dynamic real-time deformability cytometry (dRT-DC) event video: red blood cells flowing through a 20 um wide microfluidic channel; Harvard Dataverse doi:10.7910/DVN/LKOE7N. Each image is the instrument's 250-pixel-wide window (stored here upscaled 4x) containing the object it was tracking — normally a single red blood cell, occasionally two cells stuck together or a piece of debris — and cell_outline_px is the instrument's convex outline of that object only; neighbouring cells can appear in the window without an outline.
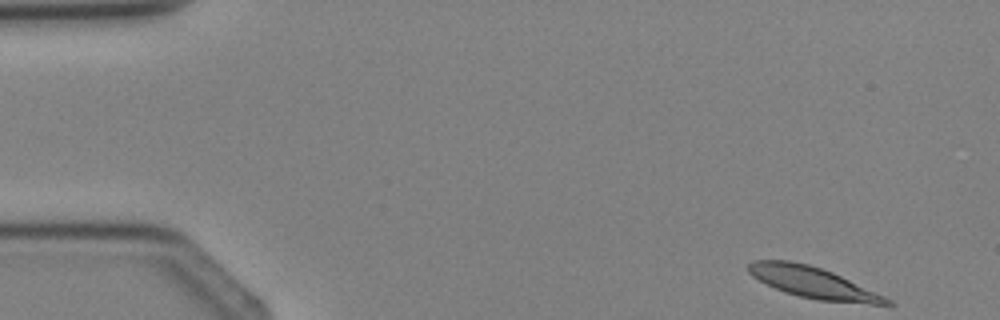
{"species": "Egyptian fruit bat (a non-hibernating species)", "species_latin": "Rousettus aegyptiacus", "temperature_condition": "cold", "stored_images_in_passage": 4, "camera_frame_rate_fps": 3000, "um_per_image_px": 0.085, "animal": {"sex": "female"}, "frame": {"image": 1, "passage_image": 1, "time_ms": 0.0, "image_size_px": [1000, 320], "cell_outline_px": [[896, 304], [868, 304], [820, 300], [800, 296], [784, 292], [752, 276], [748, 272], [748, 264], [752, 260], [788, 260], [808, 264], [832, 272], [884, 296], [892, 300]], "centroid_in_image_um": [69.09, 24.01], "position_along_channel_um": 15.9, "area_um2": 24.68}}